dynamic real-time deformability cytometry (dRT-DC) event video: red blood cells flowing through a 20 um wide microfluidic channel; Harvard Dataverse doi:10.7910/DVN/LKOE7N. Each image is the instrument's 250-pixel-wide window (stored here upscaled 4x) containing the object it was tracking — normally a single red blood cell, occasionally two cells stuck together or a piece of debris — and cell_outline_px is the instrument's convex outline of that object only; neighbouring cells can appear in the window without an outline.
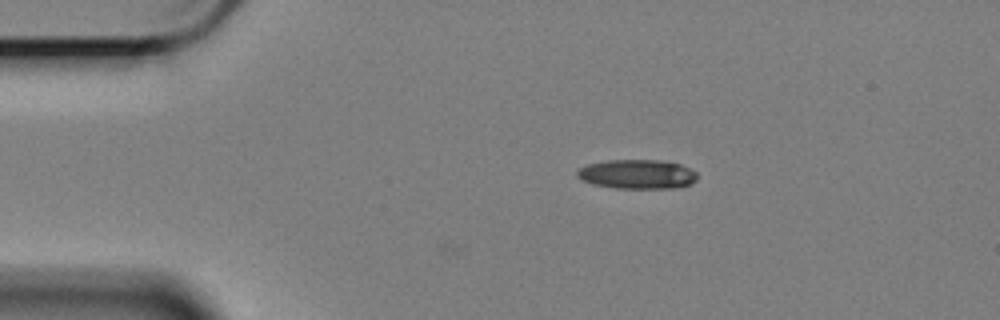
{"species": "Egyptian fruit bat (a non-hibernating species)", "species_latin": "Rousettus aegyptiacus", "temperature_condition": "cold", "stored_images_in_passage": 37, "camera_frame_rate_fps": 3000, "um_per_image_px": 0.085, "animal": {"sex": "female"}, "frame": {"image": 1, "passage_image": 1, "time_ms": 0.0, "image_size_px": [1000, 320], "cell_outline_px": [[696, 180], [692, 184], [672, 188], [616, 188], [592, 184], [576, 176], [576, 172], [580, 168], [588, 164], [608, 160], [660, 160], [680, 164], [692, 168], [696, 172]], "centroid_in_image_um": [54.19, 14.8], "position_along_channel_um": 30.8, "area_um2": 20.52}}
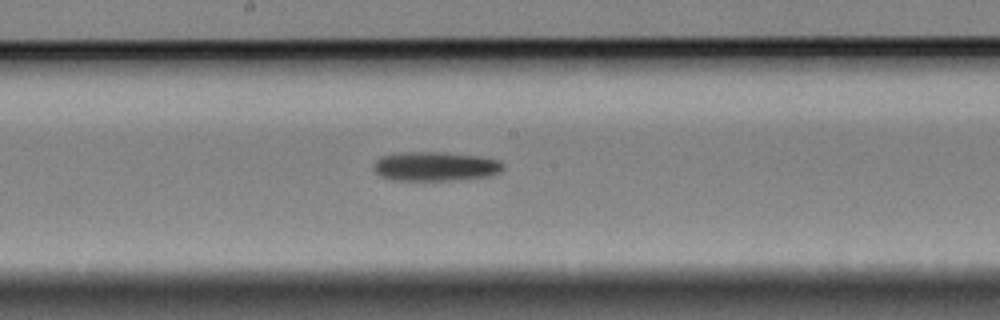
{"frame": {"image": 2, "passage_image": 21, "time_ms": 6.667, "image_size_px": [1000, 320], "cell_outline_px": [[504, 168], [500, 172], [488, 176], [456, 180], [392, 180], [380, 176], [376, 172], [372, 164], [376, 160], [384, 156], [400, 152], [440, 152], [476, 156], [496, 160], [504, 164]], "centroid_in_image_um": [36.97, 14.15], "position_along_channel_um": 211.2, "area_um2": 21.91}}
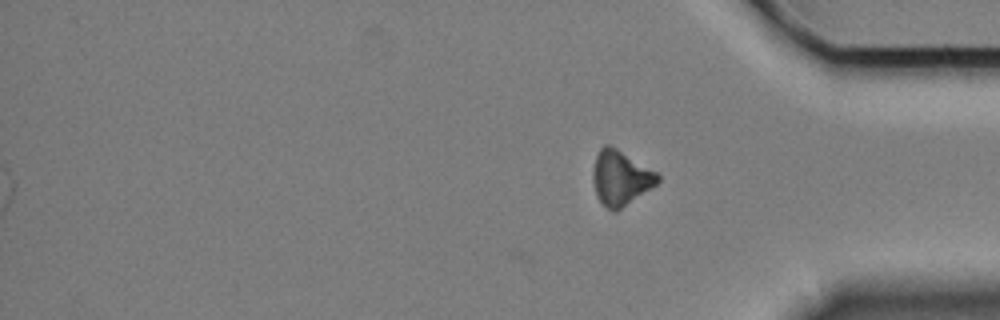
{"frame": {"image": 3, "passage_image": 37, "time_ms": 12.0, "image_size_px": [1000, 320], "cell_outline_px": [[660, 180], [656, 184], [616, 212], [612, 212], [596, 196], [592, 180], [592, 172], [596, 156], [600, 148], [604, 144], [612, 144], [656, 172], [660, 176]], "centroid_in_image_um": [52.72, 15.09], "position_along_channel_um": 382.5, "area_um2": 20.69}}